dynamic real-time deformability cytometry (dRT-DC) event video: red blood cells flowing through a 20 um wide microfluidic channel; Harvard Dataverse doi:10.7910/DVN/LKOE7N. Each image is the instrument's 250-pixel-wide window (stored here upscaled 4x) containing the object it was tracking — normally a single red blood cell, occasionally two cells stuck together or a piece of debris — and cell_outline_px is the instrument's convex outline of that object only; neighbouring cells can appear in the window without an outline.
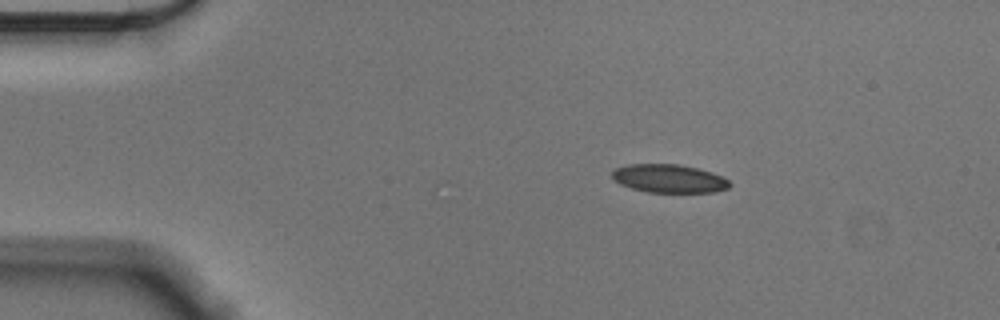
{"species": "Egyptian fruit bat (a non-hibernating species)", "species_latin": "Rousettus aegyptiacus", "temperature_condition": "cold", "stored_images_in_passage": 48, "camera_frame_rate_fps": 3000, "um_per_image_px": 0.085, "animal": {"sex": "male"}, "frame": {"image": 1, "passage_image": 1, "time_ms": 0.0, "image_size_px": [1000, 320], "cell_outline_px": [[732, 184], [728, 188], [712, 192], [648, 192], [632, 188], [620, 184], [612, 176], [612, 168], [628, 164], [680, 164], [712, 172], [728, 180]], "centroid_in_image_um": [56.84, 15.17], "position_along_channel_um": 28.2, "area_um2": 19.36}}
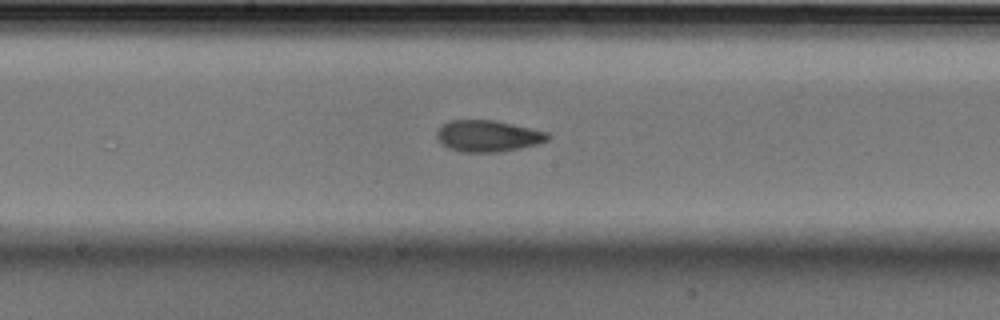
{"frame": {"image": 2, "passage_image": 21, "time_ms": 6.667, "image_size_px": [1000, 320], "cell_outline_px": [[552, 136], [548, 140], [536, 144], [520, 148], [500, 152], [460, 152], [448, 148], [440, 144], [436, 136], [436, 132], [440, 124], [448, 120], [492, 120], [512, 124], [548, 132]], "centroid_in_image_um": [41.42, 11.56], "position_along_channel_um": 206.8, "area_um2": 20.58}}
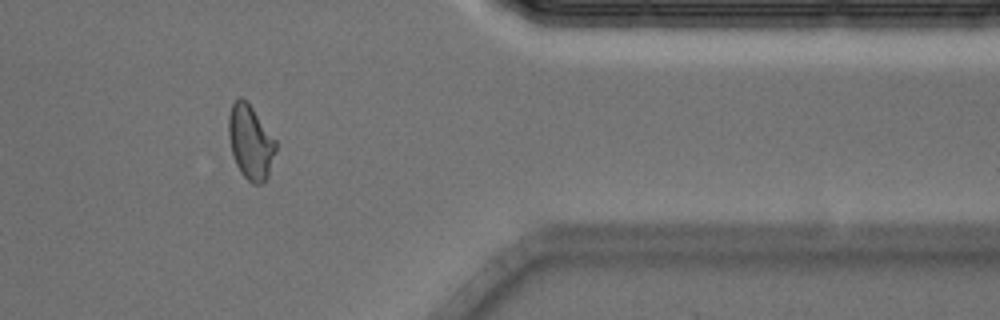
{"frame": {"image": 3, "passage_image": 38, "time_ms": 12.333, "image_size_px": [1000, 320], "cell_outline_px": [[276, 148], [264, 184], [252, 184], [240, 172], [232, 156], [228, 136], [228, 116], [232, 104], [240, 96], [248, 100], [276, 140]], "centroid_in_image_um": [21.27, 12.04], "position_along_channel_um": 390.1, "area_um2": 20.58}, "authors_computed_cell_mechanics": {"area_um2": 20.23, "velocity_mm_per_s": 3.5558, "shape_relaxation_time_tau1_ms": 6.1396, "shape_relaxation_time_tau2_ms": 2.1301, "deformation_change_tau1": 0.1377, "deformation_change_tau2": 0.0856}}